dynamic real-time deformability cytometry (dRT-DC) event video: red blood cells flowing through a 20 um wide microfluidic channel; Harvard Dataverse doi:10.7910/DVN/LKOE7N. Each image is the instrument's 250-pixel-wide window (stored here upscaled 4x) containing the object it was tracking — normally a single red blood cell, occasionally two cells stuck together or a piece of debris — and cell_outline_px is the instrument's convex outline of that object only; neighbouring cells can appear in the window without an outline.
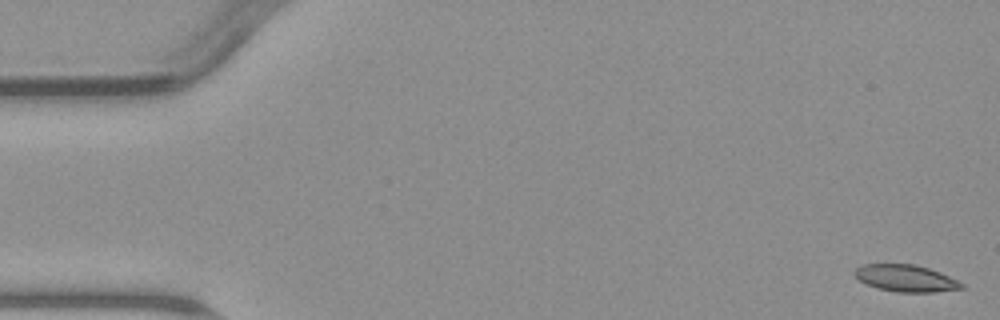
{"species": "common noctule bat (a hibernating species)", "species_latin": "Nyctalus noctula", "temperature_condition": "warm", "stored_images_in_passage": 6, "camera_frame_rate_fps": 3000, "um_per_image_px": 0.085, "animal": {"sex": "male", "body_mass_g": 23.1, "forearm_length_mm": 52.7}, "frame": {"image": 1, "passage_image": 1, "time_ms": 0.0, "image_size_px": [1000, 320], "cell_outline_px": [[964, 288], [932, 292], [896, 292], [880, 288], [868, 284], [860, 280], [852, 272], [856, 268], [864, 264], [916, 264], [940, 272], [964, 284]], "centroid_in_image_um": [76.99, 23.64], "position_along_channel_um": 8.0, "area_um2": 16.53}}